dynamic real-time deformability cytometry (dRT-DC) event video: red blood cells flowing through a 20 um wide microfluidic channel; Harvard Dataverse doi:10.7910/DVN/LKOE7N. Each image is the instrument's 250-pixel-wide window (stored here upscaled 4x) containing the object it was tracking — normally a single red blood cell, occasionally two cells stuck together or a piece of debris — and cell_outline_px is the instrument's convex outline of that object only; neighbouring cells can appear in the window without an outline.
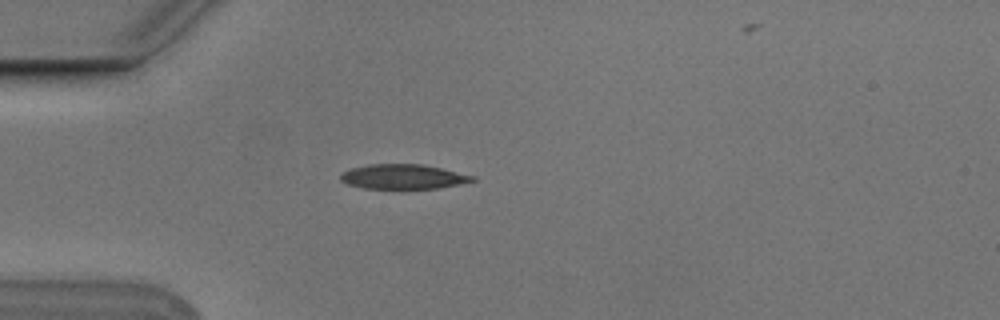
{"species": "Egyptian fruit bat (a non-hibernating species)", "species_latin": "Rousettus aegyptiacus", "temperature_condition": "cold", "stored_images_in_passage": 7, "camera_frame_rate_fps": 3000, "um_per_image_px": 0.085, "animal": {"sex": "male"}, "frame": {"image": 1, "passage_image": 5, "time_ms": 1.333, "image_size_px": [1000, 320], "cell_outline_px": [[476, 180], [460, 184], [436, 188], [364, 188], [348, 184], [340, 180], [340, 176], [344, 172], [352, 168], [368, 164], [424, 164], [476, 176]], "centroid_in_image_um": [34.3, 15.01], "position_along_channel_um": 50.7, "area_um2": 18.84}}